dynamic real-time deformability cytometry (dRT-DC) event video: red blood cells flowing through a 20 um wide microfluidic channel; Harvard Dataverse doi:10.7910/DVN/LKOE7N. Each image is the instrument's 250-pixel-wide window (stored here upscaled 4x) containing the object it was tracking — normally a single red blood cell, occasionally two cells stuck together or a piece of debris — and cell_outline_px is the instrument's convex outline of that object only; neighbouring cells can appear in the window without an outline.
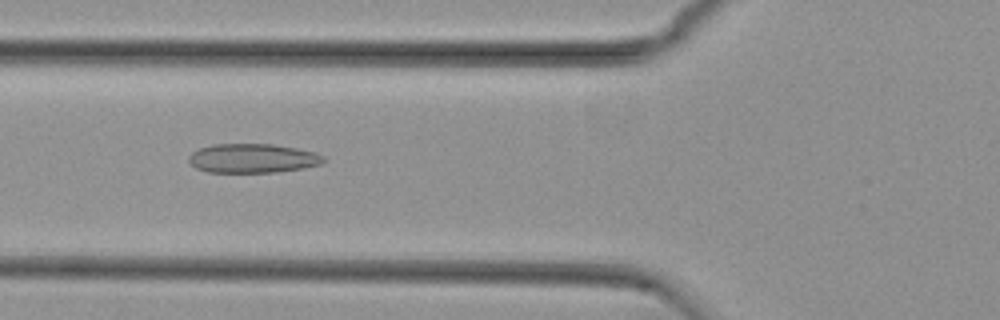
{"species": "common noctule bat (a hibernating species)", "species_latin": "Nyctalus noctula", "temperature_condition": "cold", "stored_images_in_passage": 44, "camera_frame_rate_fps": 3000, "um_per_image_px": 0.085, "animal": {"sex": "female", "body_mass_g": 29.2, "forearm_length_mm": 56.3}, "frame": {"image": 1, "passage_image": 13, "time_ms": 4.0, "image_size_px": [1000, 320], "cell_outline_px": [[324, 160], [320, 164], [304, 168], [276, 172], [208, 172], [196, 168], [188, 160], [188, 156], [192, 152], [200, 148], [212, 144], [272, 144], [296, 148], [316, 152], [324, 156]], "centroid_in_image_um": [21.47, 13.45], "position_along_channel_um": 104.3, "area_um2": 22.89}}
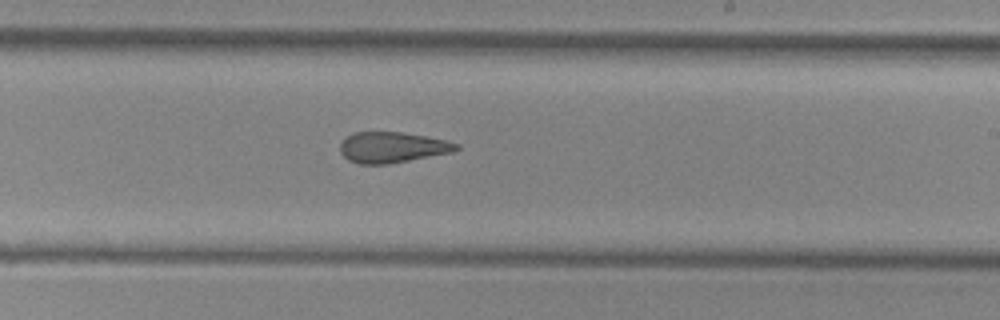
{"frame": {"image": 2, "passage_image": 25, "time_ms": 8.0, "image_size_px": [1000, 320], "cell_outline_px": [[460, 148], [452, 152], [388, 164], [360, 164], [348, 160], [340, 152], [340, 144], [352, 132], [404, 132], [428, 136], [448, 140], [460, 144]], "centroid_in_image_um": [33.37, 12.51], "position_along_channel_um": 255.6, "area_um2": 20.92}}
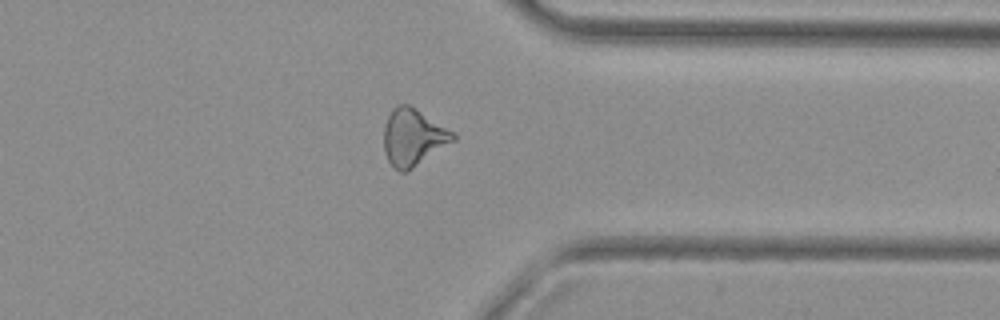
{"frame": {"image": 3, "passage_image": 35, "time_ms": 11.333, "image_size_px": [1000, 320], "cell_outline_px": [[456, 140], [408, 172], [400, 172], [388, 160], [384, 152], [384, 124], [392, 108], [396, 104], [408, 104], [416, 108], [456, 132]], "centroid_in_image_um": [35.14, 11.66], "position_along_channel_um": 376.3, "area_um2": 23.35}}